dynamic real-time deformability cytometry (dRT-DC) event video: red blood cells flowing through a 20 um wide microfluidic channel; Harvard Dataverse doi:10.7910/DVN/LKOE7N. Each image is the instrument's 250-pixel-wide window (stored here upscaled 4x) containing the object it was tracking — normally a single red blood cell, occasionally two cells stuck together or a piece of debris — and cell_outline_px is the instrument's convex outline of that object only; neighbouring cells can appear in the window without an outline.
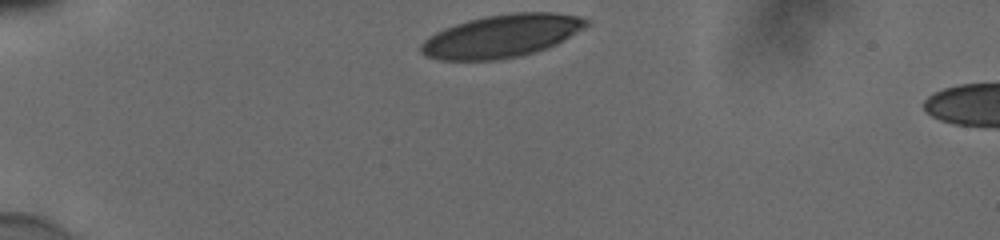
{"species": "human", "species_latin": "Homo sapiens", "temperature_condition": "cold", "stored_images_in_passage": 5, "camera_frame_rate_fps": 3000, "um_per_image_px": 0.085, "donor": {"sex": "male"}, "frame": {"image": 1, "passage_image": 1, "time_ms": 0.0, "image_size_px": [1000, 240], "cell_outline_px": [[588, 24], [584, 28], [556, 44], [548, 48], [536, 52], [520, 56], [496, 60], [440, 60], [428, 56], [420, 52], [420, 44], [428, 36], [444, 28], [468, 20], [484, 16], [512, 12], [552, 12], [580, 16], [588, 20]], "centroid_in_image_um": [42.63, 3.06], "position_along_channel_um": 42.4, "area_um2": 41.33}}